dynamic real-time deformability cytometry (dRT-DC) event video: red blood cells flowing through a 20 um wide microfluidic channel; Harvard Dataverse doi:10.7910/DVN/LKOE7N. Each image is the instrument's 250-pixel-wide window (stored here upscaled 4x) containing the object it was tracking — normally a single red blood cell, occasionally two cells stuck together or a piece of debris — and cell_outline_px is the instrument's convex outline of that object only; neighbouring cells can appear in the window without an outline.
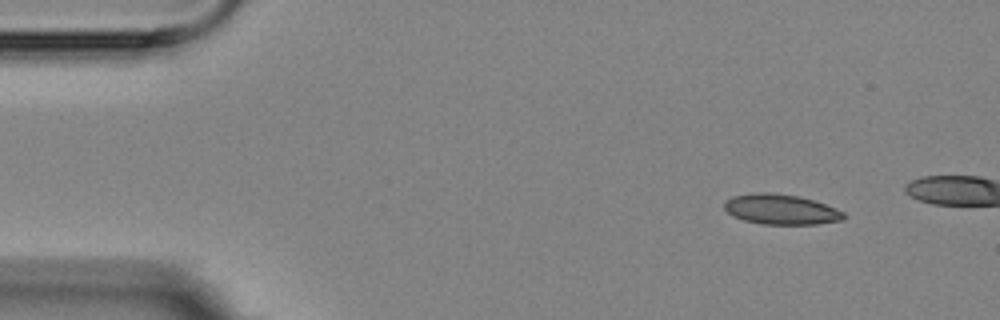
{"species": "Egyptian fruit bat (a non-hibernating species)", "species_latin": "Rousettus aegyptiacus", "temperature_condition": "room temperature", "stored_images_in_passage": 4, "camera_frame_rate_fps": 3000, "um_per_image_px": 0.085, "animal": {"sex": "female"}, "frame": {"image": 1, "passage_image": 1, "time_ms": 0.0, "image_size_px": [1000, 320], "cell_outline_px": [[844, 220], [816, 224], [760, 224], [744, 220], [732, 216], [724, 208], [724, 200], [732, 196], [756, 192], [772, 192], [796, 196], [812, 200], [824, 204], [844, 212]], "centroid_in_image_um": [66.33, 17.79], "position_along_channel_um": 18.7, "area_um2": 20.98}}